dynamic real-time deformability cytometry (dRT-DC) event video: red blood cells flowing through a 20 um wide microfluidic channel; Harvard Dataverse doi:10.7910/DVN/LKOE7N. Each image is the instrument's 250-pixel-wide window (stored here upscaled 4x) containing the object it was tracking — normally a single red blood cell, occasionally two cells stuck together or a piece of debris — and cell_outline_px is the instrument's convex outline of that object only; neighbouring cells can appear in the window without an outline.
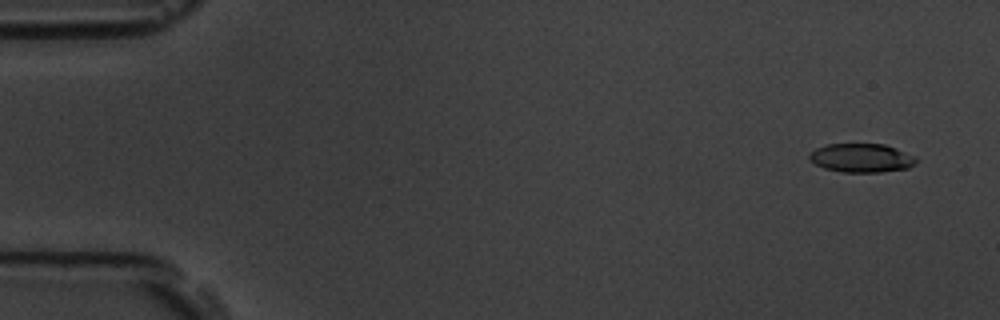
{"species": "common noctule bat (a hibernating species)", "species_latin": "Nyctalus noctula", "temperature_condition": "room temperature", "stored_images_in_passage": 14, "camera_frame_rate_fps": 3000, "um_per_image_px": 0.085, "animal": {"sex": "male", "body_mass_g": 19.5, "forearm_length_mm": 54.6}, "frame": {"image": 1, "passage_image": 3, "time_ms": 0.667, "image_size_px": [1000, 320], "cell_outline_px": [[916, 164], [908, 168], [880, 172], [840, 172], [824, 168], [808, 160], [808, 156], [816, 148], [828, 144], [884, 144], [896, 148], [916, 156]], "centroid_in_image_um": [73.23, 13.43], "position_along_channel_um": 11.8, "area_um2": 17.98}}